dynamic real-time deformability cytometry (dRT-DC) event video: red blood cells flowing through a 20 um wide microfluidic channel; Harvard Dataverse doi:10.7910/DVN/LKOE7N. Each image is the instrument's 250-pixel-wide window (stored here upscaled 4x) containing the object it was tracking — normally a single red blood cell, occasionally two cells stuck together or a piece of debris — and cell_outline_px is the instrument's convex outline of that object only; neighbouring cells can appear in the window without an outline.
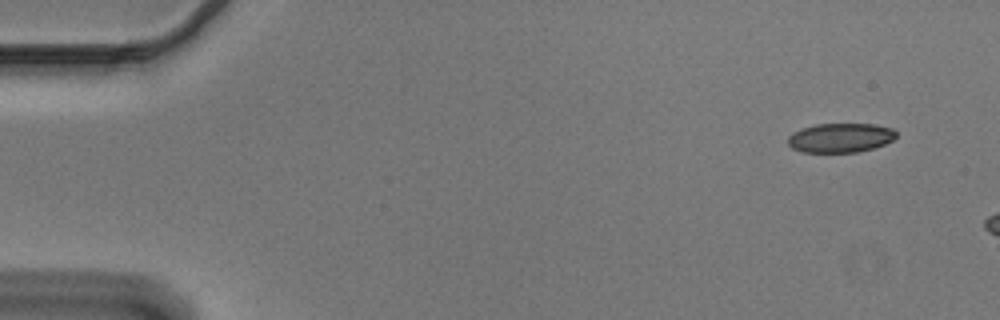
{"species": "Egyptian fruit bat (a non-hibernating species)", "species_latin": "Rousettus aegyptiacus", "temperature_condition": "cold", "stored_images_in_passage": 7, "camera_frame_rate_fps": 3000, "um_per_image_px": 0.085, "animal": {"sex": "male"}, "frame": {"image": 1, "passage_image": 1, "time_ms": 0.0, "image_size_px": [1000, 320], "cell_outline_px": [[896, 136], [892, 140], [884, 144], [872, 148], [856, 152], [800, 152], [792, 148], [788, 144], [788, 136], [792, 132], [800, 128], [816, 124], [876, 124], [892, 128], [896, 132]], "centroid_in_image_um": [71.4, 11.7], "position_along_channel_um": 13.6, "area_um2": 18.55}}